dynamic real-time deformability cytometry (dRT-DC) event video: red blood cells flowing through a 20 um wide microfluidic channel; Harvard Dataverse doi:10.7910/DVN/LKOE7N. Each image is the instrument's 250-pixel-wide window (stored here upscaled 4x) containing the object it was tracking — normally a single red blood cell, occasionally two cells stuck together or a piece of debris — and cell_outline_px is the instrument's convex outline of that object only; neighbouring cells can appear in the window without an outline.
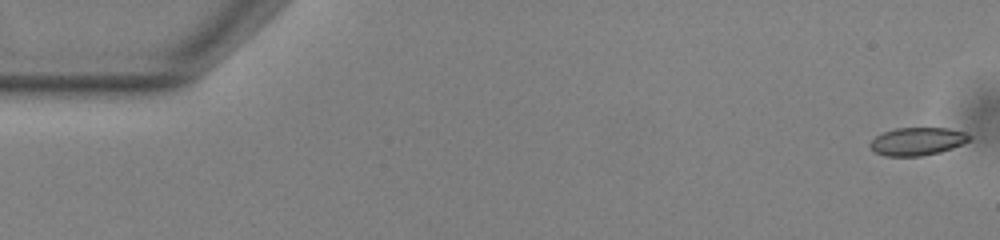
{"species": "common noctule bat (a hibernating species)", "species_latin": "Nyctalus noctula", "temperature_condition": "warm", "stored_images_in_passage": 49, "camera_frame_rate_fps": 3000, "um_per_image_px": 0.085, "animal": {"sex": "male", "body_mass_g": 13.0, "forearm_length_mm": 53.1}, "frame": {"image": 1, "passage_image": 1, "time_ms": 0.0, "image_size_px": [1000, 240], "cell_outline_px": [[972, 140], [952, 148], [940, 152], [920, 156], [884, 156], [872, 152], [868, 144], [876, 136], [884, 132], [896, 128], [948, 128], [964, 132], [972, 136]], "centroid_in_image_um": [77.96, 12.02], "position_along_channel_um": 7.0, "area_um2": 16.3}}
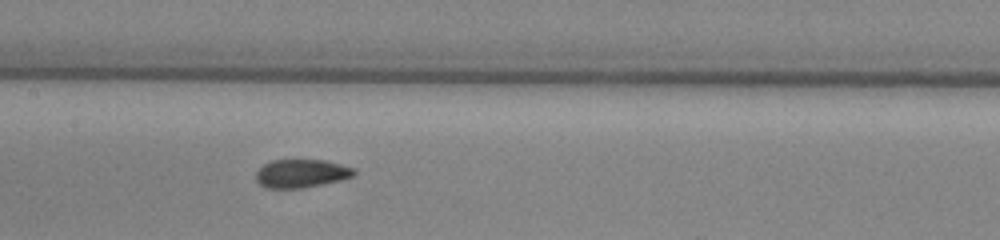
{"frame": {"image": 2, "passage_image": 26, "time_ms": 8.333, "image_size_px": [1000, 240], "cell_outline_px": [[356, 176], [340, 180], [300, 188], [264, 188], [256, 180], [256, 172], [264, 164], [272, 160], [324, 160], [356, 168]], "centroid_in_image_um": [25.63, 14.74], "position_along_channel_um": 181.8, "area_um2": 16.18}}
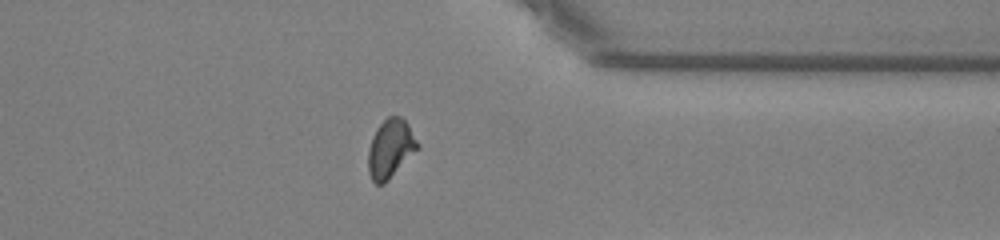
{"frame": {"image": 3, "passage_image": 42, "time_ms": 13.667, "image_size_px": [1000, 240], "cell_outline_px": [[420, 148], [384, 184], [376, 184], [372, 180], [368, 172], [368, 148], [372, 136], [376, 128], [388, 116], [400, 116], [408, 124], [420, 144]], "centroid_in_image_um": [33.19, 12.63], "position_along_channel_um": 378.2, "area_um2": 17.05}, "authors_computed_cell_mechanics": {"area_um2": 16.5886, "velocity_mm_per_s": 3.8493, "shape_relaxation_time_tau1_ms": 8.5156, "shape_relaxation_time_tau2_ms": 0.4098, "deformation_change_tau1": 0.1871, "deformation_change_tau2": 0.0482}}